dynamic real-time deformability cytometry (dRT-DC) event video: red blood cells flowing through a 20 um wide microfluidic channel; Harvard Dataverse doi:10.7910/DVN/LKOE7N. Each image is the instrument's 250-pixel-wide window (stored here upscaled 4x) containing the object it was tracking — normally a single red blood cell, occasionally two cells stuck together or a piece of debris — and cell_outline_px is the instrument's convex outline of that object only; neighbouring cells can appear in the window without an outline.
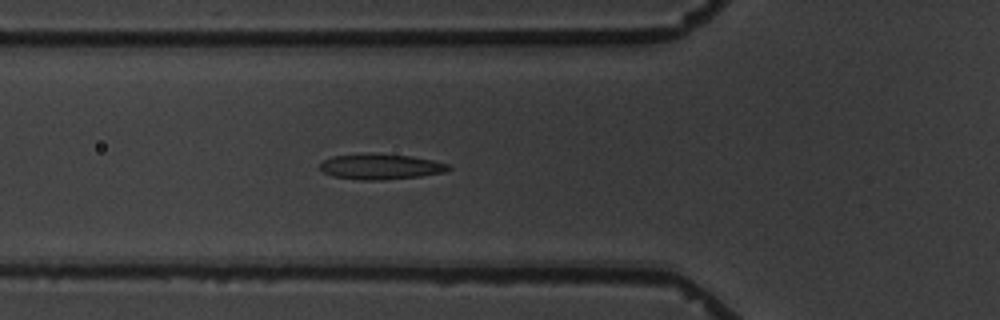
{"species": "common noctule bat (a hibernating species)", "species_latin": "Nyctalus noctula", "temperature_condition": "warm", "stored_images_in_passage": 6, "camera_frame_rate_fps": 3000, "um_per_image_px": 0.085, "animal": {"sex": "male", "body_mass_g": 19.5, "forearm_length_mm": 54.6}, "frame": {"image": 1, "passage_image": 6, "time_ms": 5.667, "image_size_px": [1000, 320], "cell_outline_px": [[452, 168], [444, 172], [420, 176], [384, 180], [360, 180], [332, 176], [324, 172], [320, 168], [320, 164], [324, 160], [332, 156], [368, 152], [372, 152], [408, 156], [432, 160], [452, 164]], "centroid_in_image_um": [32.36, 14.15], "position_along_channel_um": 93.4, "area_um2": 19.36}}